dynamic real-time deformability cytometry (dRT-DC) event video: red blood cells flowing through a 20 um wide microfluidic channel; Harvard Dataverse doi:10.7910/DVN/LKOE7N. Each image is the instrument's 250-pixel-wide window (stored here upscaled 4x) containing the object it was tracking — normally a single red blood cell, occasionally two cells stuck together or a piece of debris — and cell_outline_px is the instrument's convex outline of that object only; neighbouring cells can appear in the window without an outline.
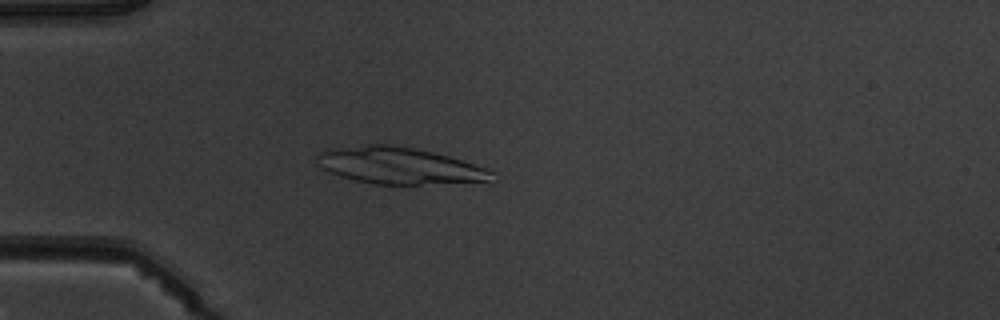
{"species": "common noctule bat (a hibernating species)", "species_latin": "Nyctalus noctula", "temperature_condition": "warm", "stored_images_in_passage": 4, "camera_frame_rate_fps": 3000, "um_per_image_px": 0.085, "animal": {"sex": "male", "body_mass_g": 19.5, "forearm_length_mm": 54.6}, "frame": {"image": 1, "passage_image": 4, "time_ms": 3.333, "image_size_px": [1000, 320], "cell_outline_px": [[496, 180], [420, 184], [372, 184], [340, 176], [320, 168], [316, 164], [316, 156], [320, 152], [328, 148], [364, 144], [388, 144], [412, 148], [432, 152], [448, 156], [496, 172]], "centroid_in_image_um": [33.86, 14.07], "position_along_channel_um": 51.1, "area_um2": 37.28}}